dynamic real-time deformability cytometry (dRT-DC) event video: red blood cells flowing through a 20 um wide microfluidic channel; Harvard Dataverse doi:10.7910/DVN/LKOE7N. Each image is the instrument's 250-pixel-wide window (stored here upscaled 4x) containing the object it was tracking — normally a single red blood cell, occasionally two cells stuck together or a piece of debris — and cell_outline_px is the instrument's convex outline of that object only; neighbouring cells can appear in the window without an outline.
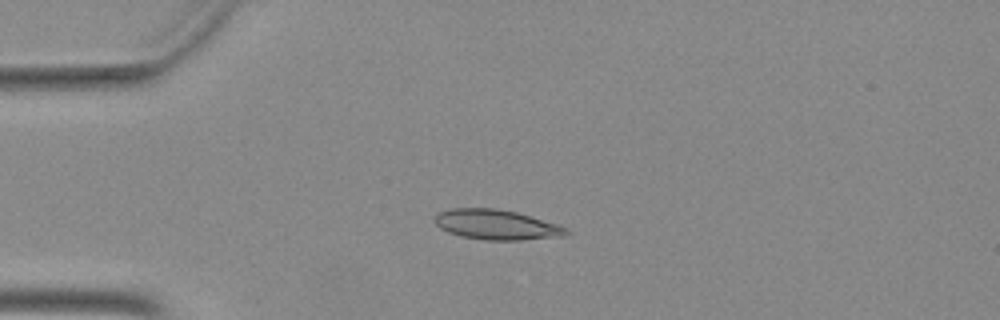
{"species": "Egyptian fruit bat (a non-hibernating species)", "species_latin": "Rousettus aegyptiacus", "temperature_condition": "warm", "stored_images_in_passage": 50, "camera_frame_rate_fps": 3000, "um_per_image_px": 0.085, "animal": {"sex": "female"}, "frame": {"image": 1, "passage_image": 12, "time_ms": 3.667, "image_size_px": [1000, 320], "cell_outline_px": [[572, 232], [564, 236], [520, 240], [484, 240], [460, 236], [448, 232], [440, 228], [432, 220], [432, 216], [436, 212], [452, 208], [496, 208], [516, 212], [560, 224], [568, 228]], "centroid_in_image_um": [42.19, 19.09], "position_along_channel_um": 42.8, "area_um2": 23.47}}
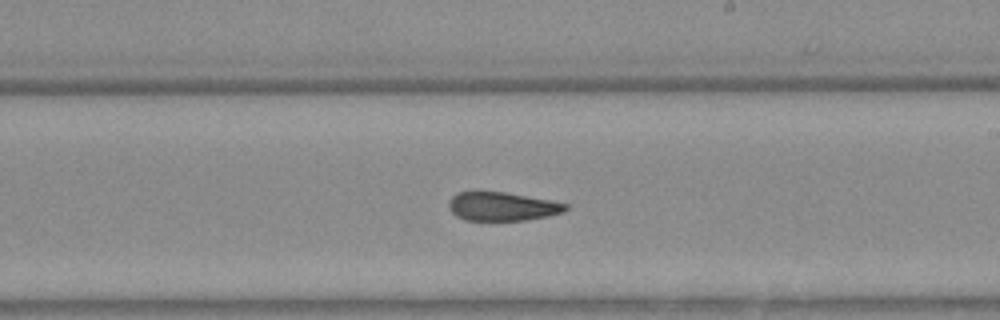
{"frame": {"image": 2, "passage_image": 29, "time_ms": 9.333, "image_size_px": [1000, 320], "cell_outline_px": [[568, 208], [564, 212], [548, 216], [524, 220], [464, 220], [456, 216], [452, 212], [448, 204], [448, 200], [452, 196], [460, 192], [504, 192], [552, 200], [568, 204]], "centroid_in_image_um": [42.7, 17.55], "position_along_channel_um": 246.3, "area_um2": 19.48}}
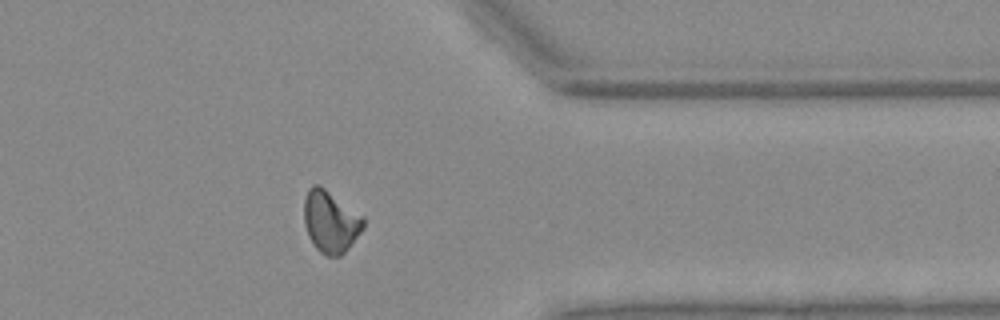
{"frame": {"image": 3, "passage_image": 40, "time_ms": 13.0, "image_size_px": [1000, 320], "cell_outline_px": [[364, 228], [344, 252], [340, 256], [324, 256], [316, 248], [308, 236], [304, 224], [304, 200], [308, 188], [312, 184], [320, 184], [364, 216]], "centroid_in_image_um": [28.08, 18.81], "position_along_channel_um": 383.3, "area_um2": 21.62}}